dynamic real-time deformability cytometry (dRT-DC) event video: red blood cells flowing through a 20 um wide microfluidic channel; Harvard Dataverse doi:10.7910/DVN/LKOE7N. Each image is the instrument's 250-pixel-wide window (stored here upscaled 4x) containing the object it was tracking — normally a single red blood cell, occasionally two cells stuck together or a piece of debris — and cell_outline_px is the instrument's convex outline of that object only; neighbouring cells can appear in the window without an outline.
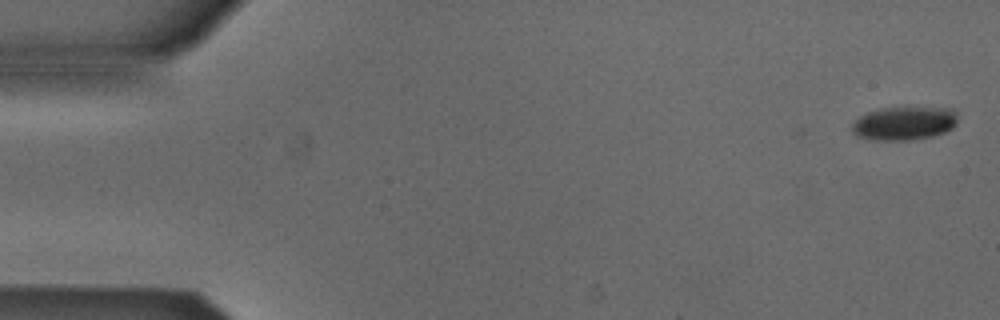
{"species": "Egyptian fruit bat (a non-hibernating species)", "species_latin": "Rousettus aegyptiacus", "temperature_condition": "cold", "stored_images_in_passage": 40, "camera_frame_rate_fps": 3000, "um_per_image_px": 0.085, "animal": {"sex": "male"}, "frame": {"image": 1, "passage_image": 1, "time_ms": 0.0, "image_size_px": [1000, 320], "cell_outline_px": [[956, 124], [952, 128], [944, 132], [932, 136], [912, 140], [872, 140], [856, 136], [852, 132], [852, 124], [860, 116], [868, 112], [884, 108], [952, 108], [956, 112]], "centroid_in_image_um": [76.84, 10.49], "position_along_channel_um": 8.2, "area_um2": 20.52}}
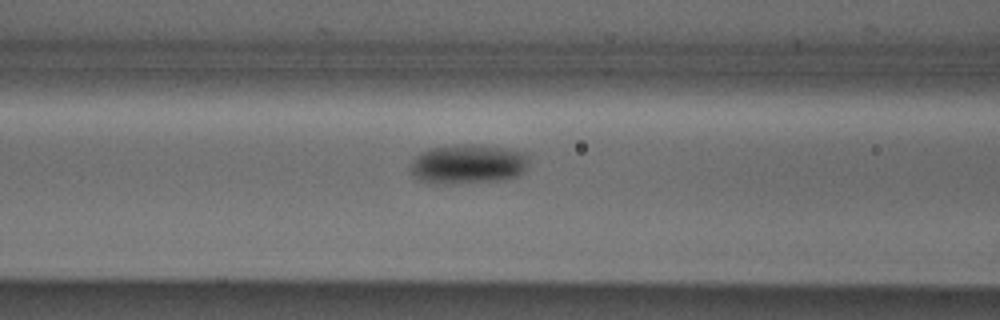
{"frame": {"image": 2, "passage_image": 21, "time_ms": 6.667, "image_size_px": [1000, 320], "cell_outline_px": [[528, 164], [524, 172], [516, 176], [504, 180], [420, 180], [412, 172], [412, 160], [416, 156], [428, 148], [456, 144], [480, 144], [504, 148], [524, 152], [528, 156]], "centroid_in_image_um": [39.87, 13.86], "position_along_channel_um": 126.7, "area_um2": 26.07}}
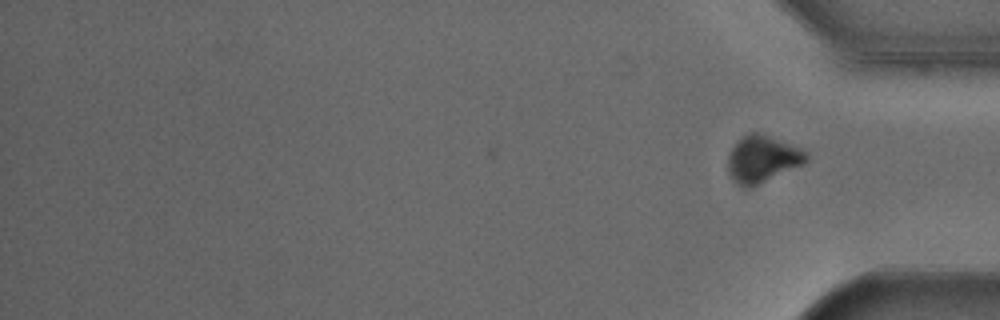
{"frame": {"image": 3, "passage_image": 40, "time_ms": 13.0, "image_size_px": [1000, 320], "cell_outline_px": [[808, 160], [804, 164], [752, 188], [744, 188], [736, 184], [732, 180], [728, 172], [728, 156], [732, 148], [748, 132], [756, 132], [768, 136], [800, 148], [808, 156]], "centroid_in_image_um": [64.78, 13.57], "position_along_channel_um": 370.4, "area_um2": 21.33}, "authors_computed_cell_mechanics": {"area_um2": 24.4494, "velocity_mm_per_s": 3.8791, "shape_relaxation_time_tau1_ms": 7.6125, "shape_relaxation_time_tau2_ms": null, "deformation_change_tau1": 0.1212, "deformation_change_tau2": null}}